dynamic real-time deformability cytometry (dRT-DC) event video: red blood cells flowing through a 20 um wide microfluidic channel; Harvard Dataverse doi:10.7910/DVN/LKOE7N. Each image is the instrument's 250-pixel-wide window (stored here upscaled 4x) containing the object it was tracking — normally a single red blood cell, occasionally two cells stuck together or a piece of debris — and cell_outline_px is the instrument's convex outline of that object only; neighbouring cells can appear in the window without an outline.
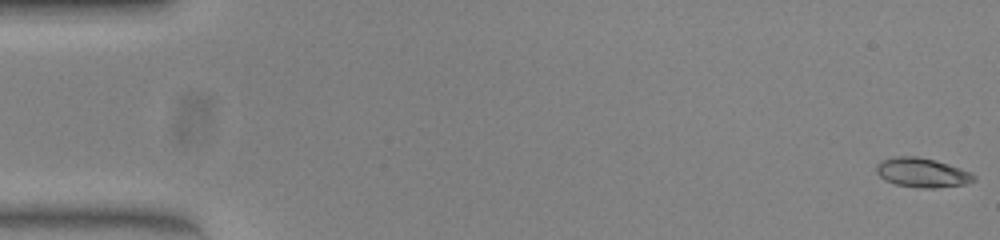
{"species": "common noctule bat (a hibernating species)", "species_latin": "Nyctalus noctula", "temperature_condition": "warm", "stored_images_in_passage": 53, "camera_frame_rate_fps": 3000, "um_per_image_px": 0.085, "animal": {"sex": "female", "body_mass_g": 23.0, "forearm_length_mm": 53.4}, "frame": {"image": 1, "passage_image": 1, "time_ms": 0.0, "image_size_px": [1000, 240], "cell_outline_px": [[960, 176], [956, 184], [900, 184], [884, 176], [888, 160], [928, 160], [944, 164], [960, 172]], "centroid_in_image_um": [78.27, 14.66], "position_along_channel_um": 6.7, "area_um2": 11.21}}
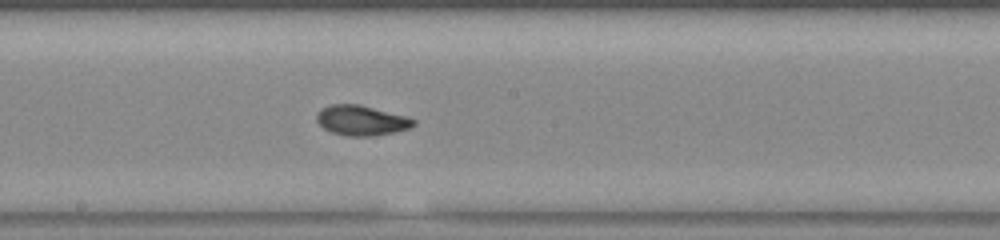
{"frame": {"image": 2, "passage_image": 29, "time_ms": 9.333, "image_size_px": [1000, 240], "cell_outline_px": [[412, 124], [404, 128], [384, 132], [340, 132], [328, 128], [320, 120], [320, 112], [324, 108], [344, 104], [348, 104], [368, 108], [412, 120]], "centroid_in_image_um": [30.67, 10.17], "position_along_channel_um": 217.5, "area_um2": 13.41}}
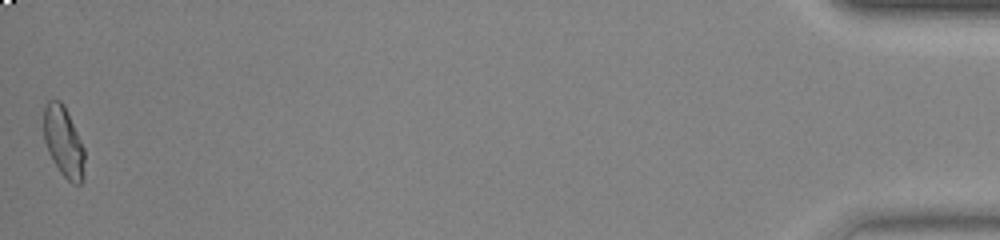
{"frame": {"image": 3, "passage_image": 53, "time_ms": 17.333, "image_size_px": [1000, 240], "cell_outline_px": [[84, 156], [80, 180], [64, 172], [60, 168], [52, 156], [44, 132], [44, 116], [60, 104], [64, 108], [68, 116], [84, 152]], "centroid_in_image_um": [5.42, 12.07], "position_along_channel_um": 429.8, "area_um2": 13.29}, "authors_computed_cell_mechanics": {"area_um2": 13.872, "velocity_mm_per_s": 3.9024, "shape_relaxation_time_tau1_ms": null, "shape_relaxation_time_tau2_ms": 2.999, "deformation_change_tau1": null, "deformation_change_tau2": 0.08}}